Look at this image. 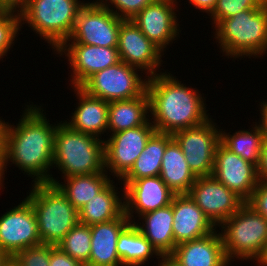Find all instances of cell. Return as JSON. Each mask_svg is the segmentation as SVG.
<instances>
[{
    "mask_svg": "<svg viewBox=\"0 0 267 266\" xmlns=\"http://www.w3.org/2000/svg\"><path fill=\"white\" fill-rule=\"evenodd\" d=\"M25 107L16 125L9 121L6 123L0 190L5 189V171L12 164L24 175L26 173L32 177V183L49 182L53 177L50 169H53L54 137L58 123L50 124L42 105L32 102L25 104Z\"/></svg>",
    "mask_w": 267,
    "mask_h": 266,
    "instance_id": "1",
    "label": "cell"
},
{
    "mask_svg": "<svg viewBox=\"0 0 267 266\" xmlns=\"http://www.w3.org/2000/svg\"><path fill=\"white\" fill-rule=\"evenodd\" d=\"M147 93L150 120L157 132L173 134L199 126L211 118L203 93L187 87L170 71L163 69V72L149 76Z\"/></svg>",
    "mask_w": 267,
    "mask_h": 266,
    "instance_id": "2",
    "label": "cell"
},
{
    "mask_svg": "<svg viewBox=\"0 0 267 266\" xmlns=\"http://www.w3.org/2000/svg\"><path fill=\"white\" fill-rule=\"evenodd\" d=\"M212 32L217 46L229 58H263L267 54V1L220 20Z\"/></svg>",
    "mask_w": 267,
    "mask_h": 266,
    "instance_id": "3",
    "label": "cell"
},
{
    "mask_svg": "<svg viewBox=\"0 0 267 266\" xmlns=\"http://www.w3.org/2000/svg\"><path fill=\"white\" fill-rule=\"evenodd\" d=\"M54 167L62 172V178L106 172L104 137L84 134L59 121L54 137Z\"/></svg>",
    "mask_w": 267,
    "mask_h": 266,
    "instance_id": "4",
    "label": "cell"
},
{
    "mask_svg": "<svg viewBox=\"0 0 267 266\" xmlns=\"http://www.w3.org/2000/svg\"><path fill=\"white\" fill-rule=\"evenodd\" d=\"M218 227L230 263L236 259L253 260L258 265L263 260L267 251V219L247 202Z\"/></svg>",
    "mask_w": 267,
    "mask_h": 266,
    "instance_id": "5",
    "label": "cell"
},
{
    "mask_svg": "<svg viewBox=\"0 0 267 266\" xmlns=\"http://www.w3.org/2000/svg\"><path fill=\"white\" fill-rule=\"evenodd\" d=\"M86 1L27 0L20 11L21 25H28L55 52L70 38L77 13Z\"/></svg>",
    "mask_w": 267,
    "mask_h": 266,
    "instance_id": "6",
    "label": "cell"
},
{
    "mask_svg": "<svg viewBox=\"0 0 267 266\" xmlns=\"http://www.w3.org/2000/svg\"><path fill=\"white\" fill-rule=\"evenodd\" d=\"M31 185L25 199L34 209L41 243L57 245L79 222L78 210L56 185L48 182Z\"/></svg>",
    "mask_w": 267,
    "mask_h": 266,
    "instance_id": "7",
    "label": "cell"
},
{
    "mask_svg": "<svg viewBox=\"0 0 267 266\" xmlns=\"http://www.w3.org/2000/svg\"><path fill=\"white\" fill-rule=\"evenodd\" d=\"M123 61L90 76L81 86L90 96L113 102L133 99L147 91L148 76ZM141 75L139 74V72ZM143 73V75H142ZM143 76V78H142Z\"/></svg>",
    "mask_w": 267,
    "mask_h": 266,
    "instance_id": "8",
    "label": "cell"
},
{
    "mask_svg": "<svg viewBox=\"0 0 267 266\" xmlns=\"http://www.w3.org/2000/svg\"><path fill=\"white\" fill-rule=\"evenodd\" d=\"M122 20L97 0L87 1L77 13L72 35L65 42L117 47Z\"/></svg>",
    "mask_w": 267,
    "mask_h": 266,
    "instance_id": "9",
    "label": "cell"
},
{
    "mask_svg": "<svg viewBox=\"0 0 267 266\" xmlns=\"http://www.w3.org/2000/svg\"><path fill=\"white\" fill-rule=\"evenodd\" d=\"M213 120L211 117L199 126L172 134L196 177L211 176L213 172L215 151L220 143V128Z\"/></svg>",
    "mask_w": 267,
    "mask_h": 266,
    "instance_id": "10",
    "label": "cell"
},
{
    "mask_svg": "<svg viewBox=\"0 0 267 266\" xmlns=\"http://www.w3.org/2000/svg\"><path fill=\"white\" fill-rule=\"evenodd\" d=\"M151 120L144 125L109 134L104 140L105 171L120 180L133 167L143 152L150 136L155 132ZM111 172V174H110Z\"/></svg>",
    "mask_w": 267,
    "mask_h": 266,
    "instance_id": "11",
    "label": "cell"
},
{
    "mask_svg": "<svg viewBox=\"0 0 267 266\" xmlns=\"http://www.w3.org/2000/svg\"><path fill=\"white\" fill-rule=\"evenodd\" d=\"M21 201L0 216V249L11 257L42 244L34 209L25 198Z\"/></svg>",
    "mask_w": 267,
    "mask_h": 266,
    "instance_id": "12",
    "label": "cell"
},
{
    "mask_svg": "<svg viewBox=\"0 0 267 266\" xmlns=\"http://www.w3.org/2000/svg\"><path fill=\"white\" fill-rule=\"evenodd\" d=\"M178 4L177 0H155L131 19L163 53L182 31L177 18Z\"/></svg>",
    "mask_w": 267,
    "mask_h": 266,
    "instance_id": "13",
    "label": "cell"
},
{
    "mask_svg": "<svg viewBox=\"0 0 267 266\" xmlns=\"http://www.w3.org/2000/svg\"><path fill=\"white\" fill-rule=\"evenodd\" d=\"M54 54L67 58L71 67V87H80L90 76L115 65L120 60L117 47H102L64 42ZM72 78V79H71Z\"/></svg>",
    "mask_w": 267,
    "mask_h": 266,
    "instance_id": "14",
    "label": "cell"
},
{
    "mask_svg": "<svg viewBox=\"0 0 267 266\" xmlns=\"http://www.w3.org/2000/svg\"><path fill=\"white\" fill-rule=\"evenodd\" d=\"M188 195L217 228L245 203L212 175L197 177Z\"/></svg>",
    "mask_w": 267,
    "mask_h": 266,
    "instance_id": "15",
    "label": "cell"
},
{
    "mask_svg": "<svg viewBox=\"0 0 267 266\" xmlns=\"http://www.w3.org/2000/svg\"><path fill=\"white\" fill-rule=\"evenodd\" d=\"M117 49L121 61L139 68L148 77L157 75V72L161 73L160 67L165 53L154 45L131 19L121 21Z\"/></svg>",
    "mask_w": 267,
    "mask_h": 266,
    "instance_id": "16",
    "label": "cell"
},
{
    "mask_svg": "<svg viewBox=\"0 0 267 266\" xmlns=\"http://www.w3.org/2000/svg\"><path fill=\"white\" fill-rule=\"evenodd\" d=\"M212 176L245 202L260 182L258 167L231 152L221 142L215 151Z\"/></svg>",
    "mask_w": 267,
    "mask_h": 266,
    "instance_id": "17",
    "label": "cell"
},
{
    "mask_svg": "<svg viewBox=\"0 0 267 266\" xmlns=\"http://www.w3.org/2000/svg\"><path fill=\"white\" fill-rule=\"evenodd\" d=\"M124 189L125 214L131 222L135 217L163 208L172 203L174 194L160 176L121 182ZM136 215L134 217V214Z\"/></svg>",
    "mask_w": 267,
    "mask_h": 266,
    "instance_id": "18",
    "label": "cell"
},
{
    "mask_svg": "<svg viewBox=\"0 0 267 266\" xmlns=\"http://www.w3.org/2000/svg\"><path fill=\"white\" fill-rule=\"evenodd\" d=\"M172 207V228L176 246L205 237L217 229L188 194L175 195Z\"/></svg>",
    "mask_w": 267,
    "mask_h": 266,
    "instance_id": "19",
    "label": "cell"
},
{
    "mask_svg": "<svg viewBox=\"0 0 267 266\" xmlns=\"http://www.w3.org/2000/svg\"><path fill=\"white\" fill-rule=\"evenodd\" d=\"M78 99L71 119L64 120L71 129L102 139L107 132L109 102L87 94L80 87H71Z\"/></svg>",
    "mask_w": 267,
    "mask_h": 266,
    "instance_id": "20",
    "label": "cell"
},
{
    "mask_svg": "<svg viewBox=\"0 0 267 266\" xmlns=\"http://www.w3.org/2000/svg\"><path fill=\"white\" fill-rule=\"evenodd\" d=\"M130 223L124 213L112 221L90 225L91 253L88 266H122L116 244L120 233Z\"/></svg>",
    "mask_w": 267,
    "mask_h": 266,
    "instance_id": "21",
    "label": "cell"
},
{
    "mask_svg": "<svg viewBox=\"0 0 267 266\" xmlns=\"http://www.w3.org/2000/svg\"><path fill=\"white\" fill-rule=\"evenodd\" d=\"M218 232V233H217ZM171 256L182 266H229L220 231L178 244Z\"/></svg>",
    "mask_w": 267,
    "mask_h": 266,
    "instance_id": "22",
    "label": "cell"
},
{
    "mask_svg": "<svg viewBox=\"0 0 267 266\" xmlns=\"http://www.w3.org/2000/svg\"><path fill=\"white\" fill-rule=\"evenodd\" d=\"M173 222L171 203L166 207L141 215L134 224L160 255H171L176 247L173 237Z\"/></svg>",
    "mask_w": 267,
    "mask_h": 266,
    "instance_id": "23",
    "label": "cell"
},
{
    "mask_svg": "<svg viewBox=\"0 0 267 266\" xmlns=\"http://www.w3.org/2000/svg\"><path fill=\"white\" fill-rule=\"evenodd\" d=\"M113 181L78 211L79 223L93 225L109 222L125 213L124 189L117 188V183ZM118 189L123 193L119 194Z\"/></svg>",
    "mask_w": 267,
    "mask_h": 266,
    "instance_id": "24",
    "label": "cell"
},
{
    "mask_svg": "<svg viewBox=\"0 0 267 266\" xmlns=\"http://www.w3.org/2000/svg\"><path fill=\"white\" fill-rule=\"evenodd\" d=\"M150 119L149 95L109 103L106 136L144 125ZM109 132V133H108Z\"/></svg>",
    "mask_w": 267,
    "mask_h": 266,
    "instance_id": "25",
    "label": "cell"
},
{
    "mask_svg": "<svg viewBox=\"0 0 267 266\" xmlns=\"http://www.w3.org/2000/svg\"><path fill=\"white\" fill-rule=\"evenodd\" d=\"M160 178L176 195L188 194L196 181L190 170L180 146L173 139L167 146L162 157Z\"/></svg>",
    "mask_w": 267,
    "mask_h": 266,
    "instance_id": "26",
    "label": "cell"
},
{
    "mask_svg": "<svg viewBox=\"0 0 267 266\" xmlns=\"http://www.w3.org/2000/svg\"><path fill=\"white\" fill-rule=\"evenodd\" d=\"M107 172L69 176L60 180L51 177L48 183L56 185L69 202L79 211L93 196L101 192L112 180Z\"/></svg>",
    "mask_w": 267,
    "mask_h": 266,
    "instance_id": "27",
    "label": "cell"
},
{
    "mask_svg": "<svg viewBox=\"0 0 267 266\" xmlns=\"http://www.w3.org/2000/svg\"><path fill=\"white\" fill-rule=\"evenodd\" d=\"M172 140V134L155 131L133 167L120 181L132 182L145 177L160 176L162 157L166 146Z\"/></svg>",
    "mask_w": 267,
    "mask_h": 266,
    "instance_id": "28",
    "label": "cell"
},
{
    "mask_svg": "<svg viewBox=\"0 0 267 266\" xmlns=\"http://www.w3.org/2000/svg\"><path fill=\"white\" fill-rule=\"evenodd\" d=\"M116 247L122 266H143L161 256L133 222L120 233Z\"/></svg>",
    "mask_w": 267,
    "mask_h": 266,
    "instance_id": "29",
    "label": "cell"
},
{
    "mask_svg": "<svg viewBox=\"0 0 267 266\" xmlns=\"http://www.w3.org/2000/svg\"><path fill=\"white\" fill-rule=\"evenodd\" d=\"M251 125L252 128L236 130L232 134L231 131L227 133L226 130L220 129V142L231 152L258 167L264 132L258 122H253Z\"/></svg>",
    "mask_w": 267,
    "mask_h": 266,
    "instance_id": "30",
    "label": "cell"
},
{
    "mask_svg": "<svg viewBox=\"0 0 267 266\" xmlns=\"http://www.w3.org/2000/svg\"><path fill=\"white\" fill-rule=\"evenodd\" d=\"M56 246L82 265L88 266L91 253L90 225L78 222Z\"/></svg>",
    "mask_w": 267,
    "mask_h": 266,
    "instance_id": "31",
    "label": "cell"
},
{
    "mask_svg": "<svg viewBox=\"0 0 267 266\" xmlns=\"http://www.w3.org/2000/svg\"><path fill=\"white\" fill-rule=\"evenodd\" d=\"M20 12L14 10H6L0 15V57L3 61L6 55L15 44L21 31ZM16 39V40H15ZM13 44V45H12ZM11 48V49H10Z\"/></svg>",
    "mask_w": 267,
    "mask_h": 266,
    "instance_id": "32",
    "label": "cell"
},
{
    "mask_svg": "<svg viewBox=\"0 0 267 266\" xmlns=\"http://www.w3.org/2000/svg\"><path fill=\"white\" fill-rule=\"evenodd\" d=\"M267 0H217L216 6L209 15L214 27L220 20L230 18L247 9L260 8ZM214 24V25H213Z\"/></svg>",
    "mask_w": 267,
    "mask_h": 266,
    "instance_id": "33",
    "label": "cell"
},
{
    "mask_svg": "<svg viewBox=\"0 0 267 266\" xmlns=\"http://www.w3.org/2000/svg\"><path fill=\"white\" fill-rule=\"evenodd\" d=\"M56 245L40 244L28 247L12 257L14 266H49L52 249Z\"/></svg>",
    "mask_w": 267,
    "mask_h": 266,
    "instance_id": "34",
    "label": "cell"
},
{
    "mask_svg": "<svg viewBox=\"0 0 267 266\" xmlns=\"http://www.w3.org/2000/svg\"><path fill=\"white\" fill-rule=\"evenodd\" d=\"M105 8L110 9L117 17L132 19L137 13L155 0H97ZM116 8V9H115Z\"/></svg>",
    "mask_w": 267,
    "mask_h": 266,
    "instance_id": "35",
    "label": "cell"
},
{
    "mask_svg": "<svg viewBox=\"0 0 267 266\" xmlns=\"http://www.w3.org/2000/svg\"><path fill=\"white\" fill-rule=\"evenodd\" d=\"M247 203L267 219V181H260Z\"/></svg>",
    "mask_w": 267,
    "mask_h": 266,
    "instance_id": "36",
    "label": "cell"
},
{
    "mask_svg": "<svg viewBox=\"0 0 267 266\" xmlns=\"http://www.w3.org/2000/svg\"><path fill=\"white\" fill-rule=\"evenodd\" d=\"M49 266H84L80 262L63 252L59 247L55 246L50 255Z\"/></svg>",
    "mask_w": 267,
    "mask_h": 266,
    "instance_id": "37",
    "label": "cell"
},
{
    "mask_svg": "<svg viewBox=\"0 0 267 266\" xmlns=\"http://www.w3.org/2000/svg\"><path fill=\"white\" fill-rule=\"evenodd\" d=\"M258 177L260 181H267V138H264V143L260 155Z\"/></svg>",
    "mask_w": 267,
    "mask_h": 266,
    "instance_id": "38",
    "label": "cell"
},
{
    "mask_svg": "<svg viewBox=\"0 0 267 266\" xmlns=\"http://www.w3.org/2000/svg\"><path fill=\"white\" fill-rule=\"evenodd\" d=\"M193 8L200 10V12L207 13L209 16L216 6L217 0H188Z\"/></svg>",
    "mask_w": 267,
    "mask_h": 266,
    "instance_id": "39",
    "label": "cell"
},
{
    "mask_svg": "<svg viewBox=\"0 0 267 266\" xmlns=\"http://www.w3.org/2000/svg\"><path fill=\"white\" fill-rule=\"evenodd\" d=\"M161 258V259H160ZM157 266H182L171 255H161Z\"/></svg>",
    "mask_w": 267,
    "mask_h": 266,
    "instance_id": "40",
    "label": "cell"
},
{
    "mask_svg": "<svg viewBox=\"0 0 267 266\" xmlns=\"http://www.w3.org/2000/svg\"><path fill=\"white\" fill-rule=\"evenodd\" d=\"M259 113L261 116L260 118V122L258 121V123L261 125L263 132H264V138H267V107H259Z\"/></svg>",
    "mask_w": 267,
    "mask_h": 266,
    "instance_id": "41",
    "label": "cell"
},
{
    "mask_svg": "<svg viewBox=\"0 0 267 266\" xmlns=\"http://www.w3.org/2000/svg\"><path fill=\"white\" fill-rule=\"evenodd\" d=\"M6 123L7 122H5L4 119L2 120L0 117V168L2 165V161H3L4 132H5Z\"/></svg>",
    "mask_w": 267,
    "mask_h": 266,
    "instance_id": "42",
    "label": "cell"
},
{
    "mask_svg": "<svg viewBox=\"0 0 267 266\" xmlns=\"http://www.w3.org/2000/svg\"><path fill=\"white\" fill-rule=\"evenodd\" d=\"M27 0H8V10L20 12Z\"/></svg>",
    "mask_w": 267,
    "mask_h": 266,
    "instance_id": "43",
    "label": "cell"
},
{
    "mask_svg": "<svg viewBox=\"0 0 267 266\" xmlns=\"http://www.w3.org/2000/svg\"><path fill=\"white\" fill-rule=\"evenodd\" d=\"M12 265V257L0 249V266H11Z\"/></svg>",
    "mask_w": 267,
    "mask_h": 266,
    "instance_id": "44",
    "label": "cell"
},
{
    "mask_svg": "<svg viewBox=\"0 0 267 266\" xmlns=\"http://www.w3.org/2000/svg\"><path fill=\"white\" fill-rule=\"evenodd\" d=\"M0 5H1L5 10H8V0H0Z\"/></svg>",
    "mask_w": 267,
    "mask_h": 266,
    "instance_id": "45",
    "label": "cell"
},
{
    "mask_svg": "<svg viewBox=\"0 0 267 266\" xmlns=\"http://www.w3.org/2000/svg\"><path fill=\"white\" fill-rule=\"evenodd\" d=\"M258 266H267V251L263 260L258 264Z\"/></svg>",
    "mask_w": 267,
    "mask_h": 266,
    "instance_id": "46",
    "label": "cell"
},
{
    "mask_svg": "<svg viewBox=\"0 0 267 266\" xmlns=\"http://www.w3.org/2000/svg\"><path fill=\"white\" fill-rule=\"evenodd\" d=\"M260 107H267V99L266 100H262L261 102H259Z\"/></svg>",
    "mask_w": 267,
    "mask_h": 266,
    "instance_id": "47",
    "label": "cell"
},
{
    "mask_svg": "<svg viewBox=\"0 0 267 266\" xmlns=\"http://www.w3.org/2000/svg\"><path fill=\"white\" fill-rule=\"evenodd\" d=\"M4 11H6V10L0 5V15H1Z\"/></svg>",
    "mask_w": 267,
    "mask_h": 266,
    "instance_id": "48",
    "label": "cell"
}]
</instances>
